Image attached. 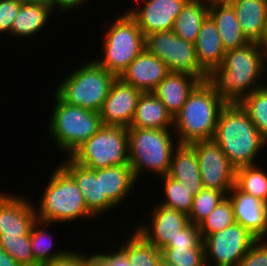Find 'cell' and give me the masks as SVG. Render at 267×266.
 <instances>
[{
    "instance_id": "ac0fdd59",
    "label": "cell",
    "mask_w": 267,
    "mask_h": 266,
    "mask_svg": "<svg viewBox=\"0 0 267 266\" xmlns=\"http://www.w3.org/2000/svg\"><path fill=\"white\" fill-rule=\"evenodd\" d=\"M234 209L235 222L256 239H267V204L234 185L227 194Z\"/></svg>"
},
{
    "instance_id": "2e32d148",
    "label": "cell",
    "mask_w": 267,
    "mask_h": 266,
    "mask_svg": "<svg viewBox=\"0 0 267 266\" xmlns=\"http://www.w3.org/2000/svg\"><path fill=\"white\" fill-rule=\"evenodd\" d=\"M188 0H150L141 6H133L125 13L137 22L144 36L157 31H168L174 27L175 19Z\"/></svg>"
},
{
    "instance_id": "44dd1931",
    "label": "cell",
    "mask_w": 267,
    "mask_h": 266,
    "mask_svg": "<svg viewBox=\"0 0 267 266\" xmlns=\"http://www.w3.org/2000/svg\"><path fill=\"white\" fill-rule=\"evenodd\" d=\"M194 46L198 64L207 75L222 65L226 50L218 29L209 16L201 26Z\"/></svg>"
},
{
    "instance_id": "6da1fadb",
    "label": "cell",
    "mask_w": 267,
    "mask_h": 266,
    "mask_svg": "<svg viewBox=\"0 0 267 266\" xmlns=\"http://www.w3.org/2000/svg\"><path fill=\"white\" fill-rule=\"evenodd\" d=\"M265 73L267 50L261 43L251 41L227 50L222 65L208 75L207 81L226 103H239L264 86L262 79Z\"/></svg>"
},
{
    "instance_id": "4316f807",
    "label": "cell",
    "mask_w": 267,
    "mask_h": 266,
    "mask_svg": "<svg viewBox=\"0 0 267 266\" xmlns=\"http://www.w3.org/2000/svg\"><path fill=\"white\" fill-rule=\"evenodd\" d=\"M52 14L51 4H22L13 21L10 35L18 39L31 38L38 32L41 33Z\"/></svg>"
},
{
    "instance_id": "e575fe53",
    "label": "cell",
    "mask_w": 267,
    "mask_h": 266,
    "mask_svg": "<svg viewBox=\"0 0 267 266\" xmlns=\"http://www.w3.org/2000/svg\"><path fill=\"white\" fill-rule=\"evenodd\" d=\"M226 197L227 195L223 191L203 188L194 196L193 206L188 215L190 222L198 226Z\"/></svg>"
},
{
    "instance_id": "277c9868",
    "label": "cell",
    "mask_w": 267,
    "mask_h": 266,
    "mask_svg": "<svg viewBox=\"0 0 267 266\" xmlns=\"http://www.w3.org/2000/svg\"><path fill=\"white\" fill-rule=\"evenodd\" d=\"M34 206L37 220L49 223L74 222L79 219H96L87 208L81 189L74 179L58 165Z\"/></svg>"
},
{
    "instance_id": "3957f363",
    "label": "cell",
    "mask_w": 267,
    "mask_h": 266,
    "mask_svg": "<svg viewBox=\"0 0 267 266\" xmlns=\"http://www.w3.org/2000/svg\"><path fill=\"white\" fill-rule=\"evenodd\" d=\"M225 105L207 80L200 82L174 117L173 131L178 143L213 139L220 111Z\"/></svg>"
},
{
    "instance_id": "1f68e13d",
    "label": "cell",
    "mask_w": 267,
    "mask_h": 266,
    "mask_svg": "<svg viewBox=\"0 0 267 266\" xmlns=\"http://www.w3.org/2000/svg\"><path fill=\"white\" fill-rule=\"evenodd\" d=\"M244 97L239 104L248 113L251 121L267 141V83Z\"/></svg>"
},
{
    "instance_id": "603a6c76",
    "label": "cell",
    "mask_w": 267,
    "mask_h": 266,
    "mask_svg": "<svg viewBox=\"0 0 267 266\" xmlns=\"http://www.w3.org/2000/svg\"><path fill=\"white\" fill-rule=\"evenodd\" d=\"M208 16L215 23L226 51L251 42L243 33L230 2L209 6Z\"/></svg>"
},
{
    "instance_id": "4fadbf2b",
    "label": "cell",
    "mask_w": 267,
    "mask_h": 266,
    "mask_svg": "<svg viewBox=\"0 0 267 266\" xmlns=\"http://www.w3.org/2000/svg\"><path fill=\"white\" fill-rule=\"evenodd\" d=\"M142 93L116 77L99 112L102 125L129 128Z\"/></svg>"
},
{
    "instance_id": "9a60e30c",
    "label": "cell",
    "mask_w": 267,
    "mask_h": 266,
    "mask_svg": "<svg viewBox=\"0 0 267 266\" xmlns=\"http://www.w3.org/2000/svg\"><path fill=\"white\" fill-rule=\"evenodd\" d=\"M154 205L149 219L151 225L138 223L135 229L156 248L162 250L190 223V220L189 216L181 211L157 203Z\"/></svg>"
},
{
    "instance_id": "836d02e7",
    "label": "cell",
    "mask_w": 267,
    "mask_h": 266,
    "mask_svg": "<svg viewBox=\"0 0 267 266\" xmlns=\"http://www.w3.org/2000/svg\"><path fill=\"white\" fill-rule=\"evenodd\" d=\"M234 223H236L234 219V209L231 201L226 197L215 207L210 215L198 225V228L202 238H204Z\"/></svg>"
},
{
    "instance_id": "ab89813d",
    "label": "cell",
    "mask_w": 267,
    "mask_h": 266,
    "mask_svg": "<svg viewBox=\"0 0 267 266\" xmlns=\"http://www.w3.org/2000/svg\"><path fill=\"white\" fill-rule=\"evenodd\" d=\"M22 4L18 0H0V36L11 34L13 21Z\"/></svg>"
},
{
    "instance_id": "74e56055",
    "label": "cell",
    "mask_w": 267,
    "mask_h": 266,
    "mask_svg": "<svg viewBox=\"0 0 267 266\" xmlns=\"http://www.w3.org/2000/svg\"><path fill=\"white\" fill-rule=\"evenodd\" d=\"M166 247H204L198 226L190 222Z\"/></svg>"
},
{
    "instance_id": "8fae6325",
    "label": "cell",
    "mask_w": 267,
    "mask_h": 266,
    "mask_svg": "<svg viewBox=\"0 0 267 266\" xmlns=\"http://www.w3.org/2000/svg\"><path fill=\"white\" fill-rule=\"evenodd\" d=\"M255 240L256 238L238 223L205 236L203 243L206 266H239Z\"/></svg>"
},
{
    "instance_id": "9c48e42d",
    "label": "cell",
    "mask_w": 267,
    "mask_h": 266,
    "mask_svg": "<svg viewBox=\"0 0 267 266\" xmlns=\"http://www.w3.org/2000/svg\"><path fill=\"white\" fill-rule=\"evenodd\" d=\"M69 157L91 170L129 165L128 129L122 126L102 125Z\"/></svg>"
},
{
    "instance_id": "d4e9b609",
    "label": "cell",
    "mask_w": 267,
    "mask_h": 266,
    "mask_svg": "<svg viewBox=\"0 0 267 266\" xmlns=\"http://www.w3.org/2000/svg\"><path fill=\"white\" fill-rule=\"evenodd\" d=\"M136 183L138 182L130 165L101 169L102 195H105L115 207L119 208L124 201H127L126 198H130Z\"/></svg>"
},
{
    "instance_id": "484cf974",
    "label": "cell",
    "mask_w": 267,
    "mask_h": 266,
    "mask_svg": "<svg viewBox=\"0 0 267 266\" xmlns=\"http://www.w3.org/2000/svg\"><path fill=\"white\" fill-rule=\"evenodd\" d=\"M240 27L253 42L263 41L267 16V0H230Z\"/></svg>"
},
{
    "instance_id": "8d00e7d4",
    "label": "cell",
    "mask_w": 267,
    "mask_h": 266,
    "mask_svg": "<svg viewBox=\"0 0 267 266\" xmlns=\"http://www.w3.org/2000/svg\"><path fill=\"white\" fill-rule=\"evenodd\" d=\"M162 258L176 266H206L204 247H165Z\"/></svg>"
},
{
    "instance_id": "ffe728a7",
    "label": "cell",
    "mask_w": 267,
    "mask_h": 266,
    "mask_svg": "<svg viewBox=\"0 0 267 266\" xmlns=\"http://www.w3.org/2000/svg\"><path fill=\"white\" fill-rule=\"evenodd\" d=\"M202 80L183 73L169 72L152 92L174 118L182 109L188 96Z\"/></svg>"
},
{
    "instance_id": "bcb514c9",
    "label": "cell",
    "mask_w": 267,
    "mask_h": 266,
    "mask_svg": "<svg viewBox=\"0 0 267 266\" xmlns=\"http://www.w3.org/2000/svg\"><path fill=\"white\" fill-rule=\"evenodd\" d=\"M21 4L35 3V4H50L51 0H18Z\"/></svg>"
},
{
    "instance_id": "7402d4cb",
    "label": "cell",
    "mask_w": 267,
    "mask_h": 266,
    "mask_svg": "<svg viewBox=\"0 0 267 266\" xmlns=\"http://www.w3.org/2000/svg\"><path fill=\"white\" fill-rule=\"evenodd\" d=\"M168 175L186 186L193 196L204 188L197 154L189 144H178L174 149Z\"/></svg>"
},
{
    "instance_id": "cb8c5ba5",
    "label": "cell",
    "mask_w": 267,
    "mask_h": 266,
    "mask_svg": "<svg viewBox=\"0 0 267 266\" xmlns=\"http://www.w3.org/2000/svg\"><path fill=\"white\" fill-rule=\"evenodd\" d=\"M130 127L173 129L174 118L154 93L146 92L139 98Z\"/></svg>"
},
{
    "instance_id": "ee69618b",
    "label": "cell",
    "mask_w": 267,
    "mask_h": 266,
    "mask_svg": "<svg viewBox=\"0 0 267 266\" xmlns=\"http://www.w3.org/2000/svg\"><path fill=\"white\" fill-rule=\"evenodd\" d=\"M0 266H21V265L0 247Z\"/></svg>"
},
{
    "instance_id": "4dcf8cb0",
    "label": "cell",
    "mask_w": 267,
    "mask_h": 266,
    "mask_svg": "<svg viewBox=\"0 0 267 266\" xmlns=\"http://www.w3.org/2000/svg\"><path fill=\"white\" fill-rule=\"evenodd\" d=\"M267 171L259 165L242 166L236 169L235 185L267 204Z\"/></svg>"
},
{
    "instance_id": "f35d334b",
    "label": "cell",
    "mask_w": 267,
    "mask_h": 266,
    "mask_svg": "<svg viewBox=\"0 0 267 266\" xmlns=\"http://www.w3.org/2000/svg\"><path fill=\"white\" fill-rule=\"evenodd\" d=\"M239 266H267V239H256Z\"/></svg>"
},
{
    "instance_id": "7c38bea8",
    "label": "cell",
    "mask_w": 267,
    "mask_h": 266,
    "mask_svg": "<svg viewBox=\"0 0 267 266\" xmlns=\"http://www.w3.org/2000/svg\"><path fill=\"white\" fill-rule=\"evenodd\" d=\"M189 145L197 154L203 187L223 191L227 195L235 185L236 168L220 146L213 139Z\"/></svg>"
},
{
    "instance_id": "7dc6e473",
    "label": "cell",
    "mask_w": 267,
    "mask_h": 266,
    "mask_svg": "<svg viewBox=\"0 0 267 266\" xmlns=\"http://www.w3.org/2000/svg\"><path fill=\"white\" fill-rule=\"evenodd\" d=\"M261 44L267 50V16H266V22H265V29H264L263 41L261 42Z\"/></svg>"
},
{
    "instance_id": "7bdbcfd3",
    "label": "cell",
    "mask_w": 267,
    "mask_h": 266,
    "mask_svg": "<svg viewBox=\"0 0 267 266\" xmlns=\"http://www.w3.org/2000/svg\"><path fill=\"white\" fill-rule=\"evenodd\" d=\"M88 0H51L50 4L52 10L56 13L64 14L65 12H71L69 10L78 9V6H83ZM56 10V11H55ZM68 11V12H67Z\"/></svg>"
},
{
    "instance_id": "d6a6232c",
    "label": "cell",
    "mask_w": 267,
    "mask_h": 266,
    "mask_svg": "<svg viewBox=\"0 0 267 266\" xmlns=\"http://www.w3.org/2000/svg\"><path fill=\"white\" fill-rule=\"evenodd\" d=\"M159 178L164 182L162 184L164 186L162 192H164L163 195L165 196L163 197L165 198L160 202L158 201V203L189 215L194 200V196L191 194L190 190L168 174Z\"/></svg>"
},
{
    "instance_id": "d590c367",
    "label": "cell",
    "mask_w": 267,
    "mask_h": 266,
    "mask_svg": "<svg viewBox=\"0 0 267 266\" xmlns=\"http://www.w3.org/2000/svg\"><path fill=\"white\" fill-rule=\"evenodd\" d=\"M0 247L21 266H40L31 249L30 235L0 237Z\"/></svg>"
},
{
    "instance_id": "52a82bcc",
    "label": "cell",
    "mask_w": 267,
    "mask_h": 266,
    "mask_svg": "<svg viewBox=\"0 0 267 266\" xmlns=\"http://www.w3.org/2000/svg\"><path fill=\"white\" fill-rule=\"evenodd\" d=\"M86 62L67 75L53 92L69 105L100 112L116 76L94 59Z\"/></svg>"
},
{
    "instance_id": "b9f144b4",
    "label": "cell",
    "mask_w": 267,
    "mask_h": 266,
    "mask_svg": "<svg viewBox=\"0 0 267 266\" xmlns=\"http://www.w3.org/2000/svg\"><path fill=\"white\" fill-rule=\"evenodd\" d=\"M114 248V249H113ZM112 245L109 253H96L93 255L91 266H131L126 256Z\"/></svg>"
},
{
    "instance_id": "e0dca14e",
    "label": "cell",
    "mask_w": 267,
    "mask_h": 266,
    "mask_svg": "<svg viewBox=\"0 0 267 266\" xmlns=\"http://www.w3.org/2000/svg\"><path fill=\"white\" fill-rule=\"evenodd\" d=\"M60 162V166L74 179L81 189L87 208L96 216L105 215L116 207L102 195L101 169H88L73 161L70 157ZM63 162V163H62Z\"/></svg>"
},
{
    "instance_id": "f6af8a7d",
    "label": "cell",
    "mask_w": 267,
    "mask_h": 266,
    "mask_svg": "<svg viewBox=\"0 0 267 266\" xmlns=\"http://www.w3.org/2000/svg\"><path fill=\"white\" fill-rule=\"evenodd\" d=\"M195 1H198L201 4H204V5H207V6L230 2V0H195Z\"/></svg>"
},
{
    "instance_id": "681fc988",
    "label": "cell",
    "mask_w": 267,
    "mask_h": 266,
    "mask_svg": "<svg viewBox=\"0 0 267 266\" xmlns=\"http://www.w3.org/2000/svg\"><path fill=\"white\" fill-rule=\"evenodd\" d=\"M137 2H139V1H141V0H136ZM143 1V3L141 2V3H139V4H144V3H146V2H149L150 0H142Z\"/></svg>"
},
{
    "instance_id": "ba28073f",
    "label": "cell",
    "mask_w": 267,
    "mask_h": 266,
    "mask_svg": "<svg viewBox=\"0 0 267 266\" xmlns=\"http://www.w3.org/2000/svg\"><path fill=\"white\" fill-rule=\"evenodd\" d=\"M102 45L103 56H97L94 60L108 72L120 77L145 49V36L136 20L123 12L107 26Z\"/></svg>"
},
{
    "instance_id": "7a4b0ae2",
    "label": "cell",
    "mask_w": 267,
    "mask_h": 266,
    "mask_svg": "<svg viewBox=\"0 0 267 266\" xmlns=\"http://www.w3.org/2000/svg\"><path fill=\"white\" fill-rule=\"evenodd\" d=\"M213 140L237 169L255 165L267 141L239 103H226L221 109Z\"/></svg>"
},
{
    "instance_id": "60d3db41",
    "label": "cell",
    "mask_w": 267,
    "mask_h": 266,
    "mask_svg": "<svg viewBox=\"0 0 267 266\" xmlns=\"http://www.w3.org/2000/svg\"><path fill=\"white\" fill-rule=\"evenodd\" d=\"M75 250H68L63 256L40 266H91L93 253L89 256Z\"/></svg>"
},
{
    "instance_id": "8992f818",
    "label": "cell",
    "mask_w": 267,
    "mask_h": 266,
    "mask_svg": "<svg viewBox=\"0 0 267 266\" xmlns=\"http://www.w3.org/2000/svg\"><path fill=\"white\" fill-rule=\"evenodd\" d=\"M54 108L48 122V134L54 145L69 157L79 146L90 139L102 126L100 113L72 106L55 93Z\"/></svg>"
},
{
    "instance_id": "d6986e66",
    "label": "cell",
    "mask_w": 267,
    "mask_h": 266,
    "mask_svg": "<svg viewBox=\"0 0 267 266\" xmlns=\"http://www.w3.org/2000/svg\"><path fill=\"white\" fill-rule=\"evenodd\" d=\"M169 73L165 63L144 49L121 74L120 78L143 93L153 92Z\"/></svg>"
},
{
    "instance_id": "f1b7e54d",
    "label": "cell",
    "mask_w": 267,
    "mask_h": 266,
    "mask_svg": "<svg viewBox=\"0 0 267 266\" xmlns=\"http://www.w3.org/2000/svg\"><path fill=\"white\" fill-rule=\"evenodd\" d=\"M209 6L188 0L175 19L173 32L185 41L195 43L199 30L208 17Z\"/></svg>"
},
{
    "instance_id": "30bf717a",
    "label": "cell",
    "mask_w": 267,
    "mask_h": 266,
    "mask_svg": "<svg viewBox=\"0 0 267 266\" xmlns=\"http://www.w3.org/2000/svg\"><path fill=\"white\" fill-rule=\"evenodd\" d=\"M145 49L163 61L169 72L187 74L202 81L208 78L198 64L194 43L180 38L173 30L145 36Z\"/></svg>"
},
{
    "instance_id": "5bb4252c",
    "label": "cell",
    "mask_w": 267,
    "mask_h": 266,
    "mask_svg": "<svg viewBox=\"0 0 267 266\" xmlns=\"http://www.w3.org/2000/svg\"><path fill=\"white\" fill-rule=\"evenodd\" d=\"M29 200L23 195L0 191V237L30 235L37 215L34 203Z\"/></svg>"
},
{
    "instance_id": "83f0119b",
    "label": "cell",
    "mask_w": 267,
    "mask_h": 266,
    "mask_svg": "<svg viewBox=\"0 0 267 266\" xmlns=\"http://www.w3.org/2000/svg\"><path fill=\"white\" fill-rule=\"evenodd\" d=\"M125 242L114 244L128 259L131 266H157L162 258V250L156 248L134 226V231Z\"/></svg>"
},
{
    "instance_id": "c3c4849f",
    "label": "cell",
    "mask_w": 267,
    "mask_h": 266,
    "mask_svg": "<svg viewBox=\"0 0 267 266\" xmlns=\"http://www.w3.org/2000/svg\"><path fill=\"white\" fill-rule=\"evenodd\" d=\"M157 266H176L173 263L167 262L165 259L161 258Z\"/></svg>"
},
{
    "instance_id": "5b68a950",
    "label": "cell",
    "mask_w": 267,
    "mask_h": 266,
    "mask_svg": "<svg viewBox=\"0 0 267 266\" xmlns=\"http://www.w3.org/2000/svg\"><path fill=\"white\" fill-rule=\"evenodd\" d=\"M127 129L129 165L136 181L147 171L158 178L168 174L173 151L179 144L177 138L173 137V129Z\"/></svg>"
},
{
    "instance_id": "f546056e",
    "label": "cell",
    "mask_w": 267,
    "mask_h": 266,
    "mask_svg": "<svg viewBox=\"0 0 267 266\" xmlns=\"http://www.w3.org/2000/svg\"><path fill=\"white\" fill-rule=\"evenodd\" d=\"M49 226H52L51 223L37 220L30 231L31 249L35 260L40 265L60 258L68 251V248L57 249V251L54 249V236L48 232Z\"/></svg>"
}]
</instances>
